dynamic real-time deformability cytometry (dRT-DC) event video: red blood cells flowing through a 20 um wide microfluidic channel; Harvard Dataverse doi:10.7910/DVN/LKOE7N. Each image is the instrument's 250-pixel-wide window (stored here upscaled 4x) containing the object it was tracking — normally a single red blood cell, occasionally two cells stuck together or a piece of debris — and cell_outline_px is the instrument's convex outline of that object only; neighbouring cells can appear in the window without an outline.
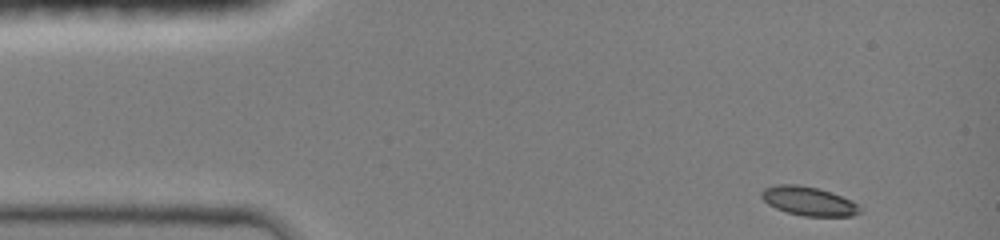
{"species": "common noctule bat (a hibernating species)", "species_latin": "Nyctalus noctula", "temperature_condition": "room temperature", "stored_images_in_passage": 26, "camera_frame_rate_fps": 3000, "um_per_image_px": 0.085, "animal": {"sex": "female", "body_mass_g": 19.0, "forearm_length_mm": 51.5}, "frame": {"image": 1, "passage_image": 1, "time_ms": 0.0, "image_size_px": [1000, 240], "cell_outline_px": [[864, 212], [852, 216], [804, 216], [788, 212], [776, 208], [768, 204], [760, 196], [760, 192], [764, 188], [776, 184], [796, 184], [816, 188], [852, 200]], "centroid_in_image_um": [68.72, 17.1], "position_along_channel_um": 16.3, "area_um2": 16.47}}
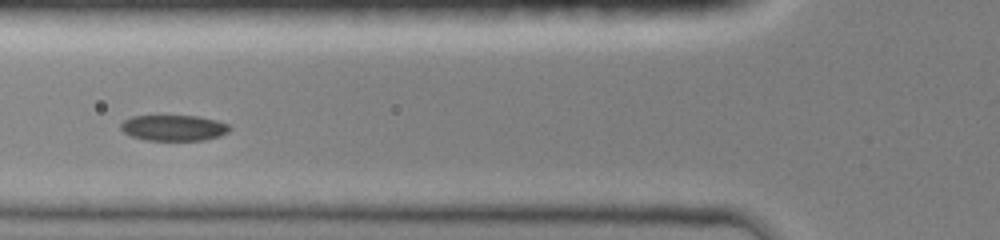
{"frame": {"image": 2, "passage_image": 18, "time_ms": 4.333, "image_size_px": [1000, 240], "cell_outline_px": [[232, 128], [228, 132], [220, 136], [204, 140], [144, 140], [132, 136], [124, 132], [120, 128], [120, 124], [124, 120], [132, 116], [200, 116], [216, 120], [228, 124]], "centroid_in_image_um": [14.78, 10.87], "position_along_channel_um": 111.0, "area_um2": 16.42}}
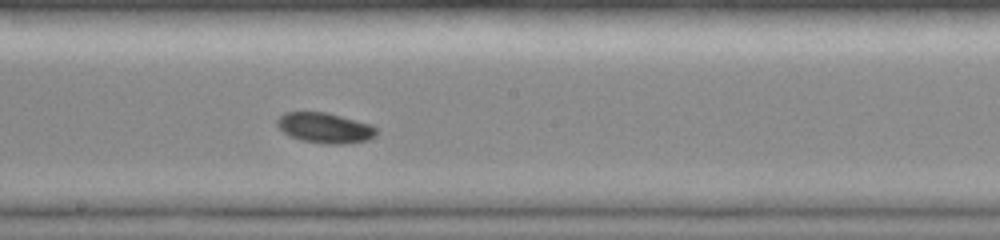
{"frame": {"image": 3, "passage_image": 26, "time_ms": 7.0, "image_size_px": [1000, 240], "cell_outline_px": [[376, 132], [368, 140], [344, 144], [324, 144], [300, 140], [288, 136], [276, 124], [276, 120], [284, 112], [324, 112], [372, 124], [376, 128]], "centroid_in_image_um": [27.58, 10.88], "position_along_channel_um": 220.6, "area_um2": 17.51}}